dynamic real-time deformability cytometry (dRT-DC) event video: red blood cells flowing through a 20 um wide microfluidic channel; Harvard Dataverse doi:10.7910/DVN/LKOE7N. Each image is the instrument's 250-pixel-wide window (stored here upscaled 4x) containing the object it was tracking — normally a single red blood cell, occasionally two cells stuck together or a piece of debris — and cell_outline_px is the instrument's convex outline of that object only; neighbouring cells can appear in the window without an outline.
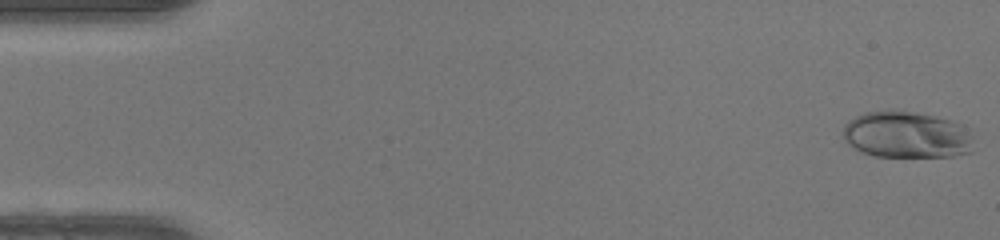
{"species": "human", "species_latin": "Homo sapiens", "temperature_condition": "warm", "stored_images_in_passage": 49, "camera_frame_rate_fps": 3000, "um_per_image_px": 0.085, "donor": {"sex": "female"}, "frame": {"image": 1, "passage_image": 1, "time_ms": 0.0, "image_size_px": [1000, 240], "cell_outline_px": [[972, 152], [952, 156], [872, 156], [860, 152], [848, 144], [844, 140], [844, 124], [848, 120], [864, 112], [916, 112], [936, 116], [952, 120], [964, 124], [972, 136]], "centroid_in_image_um": [77.08, 11.47], "position_along_channel_um": 7.9, "area_um2": 35.49}}
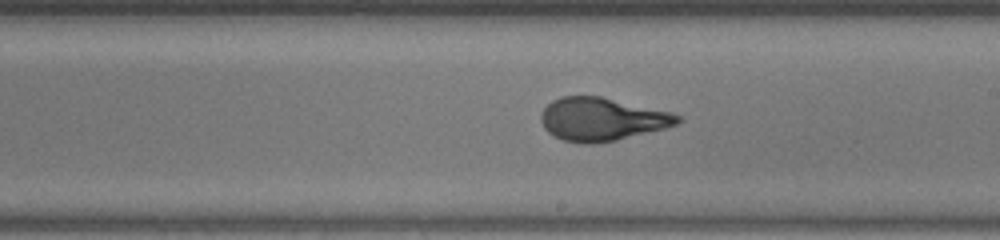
{"frame": {"image": 2, "passage_image": 28, "time_ms": 9.0, "image_size_px": [1000, 240], "cell_outline_px": [[684, 120], [676, 124], [664, 128], [616, 140], [596, 144], [580, 144], [564, 140], [548, 132], [544, 128], [540, 120], [540, 116], [544, 108], [552, 100], [560, 96], [600, 96], [672, 112], [680, 116]], "centroid_in_image_um": [51.15, 10.13], "position_along_channel_um": 237.9, "area_um2": 34.33}}
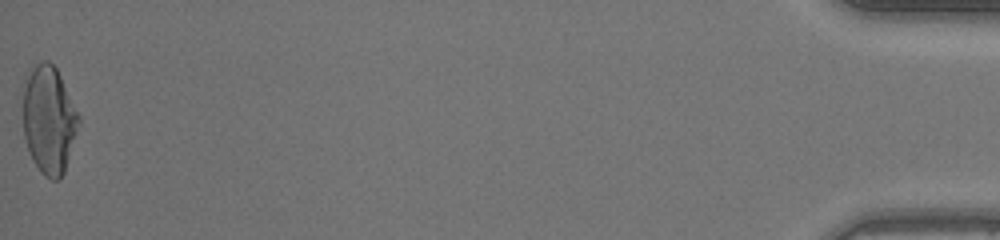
{"frame": {"image": 3, "passage_image": 49, "time_ms": 16.0, "image_size_px": [1000, 240], "cell_outline_px": [[80, 120], [64, 172], [60, 180], [52, 180], [44, 176], [40, 172], [32, 160], [28, 152], [24, 136], [24, 88], [28, 76], [32, 68], [36, 64], [44, 60], [48, 60], [56, 68], [80, 116]], "centroid_in_image_um": [4.16, 10.22], "position_along_channel_um": 431.0, "area_um2": 34.62}, "authors_computed_cell_mechanics": {"area_um2": 34.3332, "velocity_mm_per_s": 4.2675, "shape_relaxation_time_tau1_ms": 6.6822, "shape_relaxation_time_tau2_ms": null, "deformation_change_tau1": 0.3053, "deformation_change_tau2": null}}